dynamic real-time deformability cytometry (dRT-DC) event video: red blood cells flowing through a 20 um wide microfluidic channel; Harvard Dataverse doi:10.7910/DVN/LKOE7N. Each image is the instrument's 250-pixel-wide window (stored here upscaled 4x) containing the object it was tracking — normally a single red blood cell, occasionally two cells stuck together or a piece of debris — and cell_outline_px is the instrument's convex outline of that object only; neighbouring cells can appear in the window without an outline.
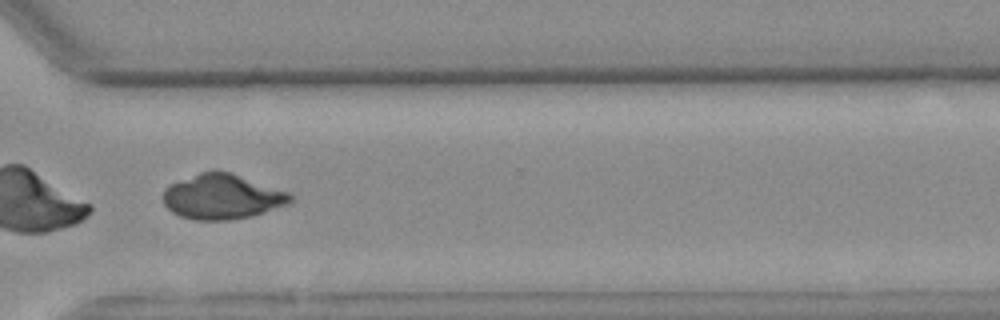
{"species": "common noctule bat (a hibernating species)", "species_latin": "Nyctalus noctula", "temperature_condition": "warm", "stored_images_in_passage": 34, "camera_frame_rate_fps": 3000, "um_per_image_px": 0.085, "animal": {"sex": "female", "body_mass_g": 25.1}, "frame": {"image": 1, "passage_image": 29, "time_ms": 9.333, "image_size_px": [1000, 320], "cell_outline_px": [[292, 200], [288, 204], [252, 216], [228, 220], [196, 220], [180, 216], [172, 212], [164, 204], [164, 192], [172, 184], [200, 172], [212, 168], [216, 168], [288, 192], [292, 196]], "centroid_in_image_um": [18.88, 16.72], "position_along_channel_um": 351.7, "area_um2": 33.0}}
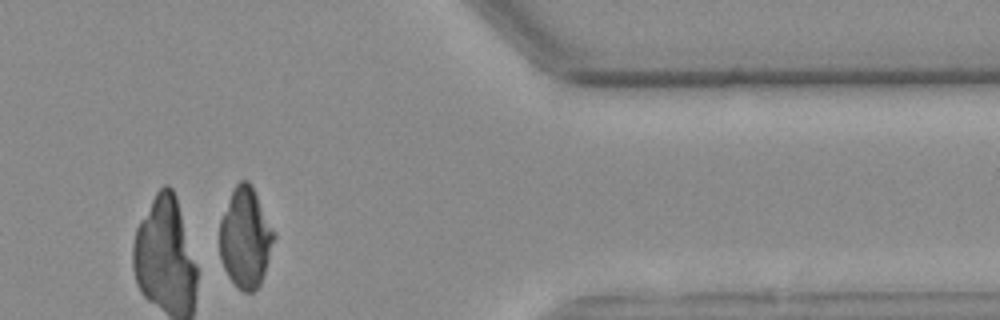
{"frame": {"image": 2, "passage_image": 34, "time_ms": 11.0, "image_size_px": [1000, 320], "cell_outline_px": [[276, 236], [260, 284], [252, 292], [244, 292], [236, 288], [228, 276], [220, 260], [220, 220], [232, 188], [240, 180], [248, 180], [252, 184], [276, 232]], "centroid_in_image_um": [20.86, 20.18], "position_along_channel_um": 390.5, "area_um2": 32.08}}